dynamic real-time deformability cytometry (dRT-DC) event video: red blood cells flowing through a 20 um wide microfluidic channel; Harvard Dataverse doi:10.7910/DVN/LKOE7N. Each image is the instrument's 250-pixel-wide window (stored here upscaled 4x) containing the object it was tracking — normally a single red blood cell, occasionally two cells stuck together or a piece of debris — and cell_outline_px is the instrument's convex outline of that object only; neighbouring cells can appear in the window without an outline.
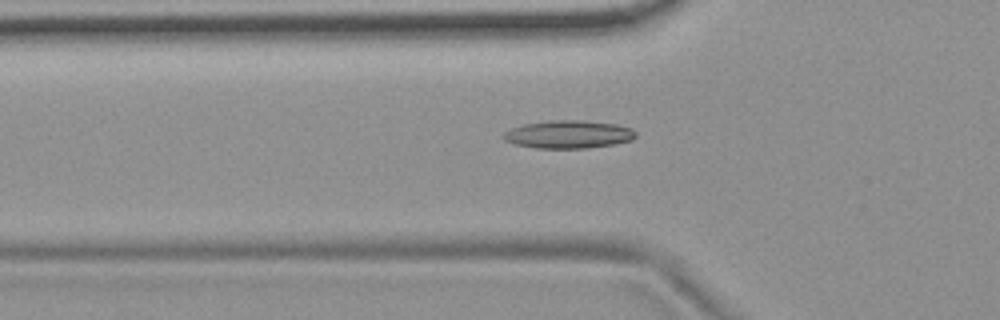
{"species": "common noctule bat (a hibernating species)", "species_latin": "Nyctalus noctula", "temperature_condition": "room temperature", "stored_images_in_passage": 55, "camera_frame_rate_fps": 3000, "um_per_image_px": 0.085, "animal": {"sex": "female", "body_mass_g": 19.9}, "frame": {"image": 1, "passage_image": 19, "time_ms": 6.0, "image_size_px": [1000, 320], "cell_outline_px": [[636, 136], [632, 140], [612, 144], [588, 148], [536, 148], [516, 144], [504, 140], [500, 136], [504, 132], [512, 128], [524, 124], [548, 120], [580, 120], [616, 124], [632, 128], [636, 132]], "centroid_in_image_um": [48.31, 11.42], "position_along_channel_um": 77.5, "area_um2": 21.56}}
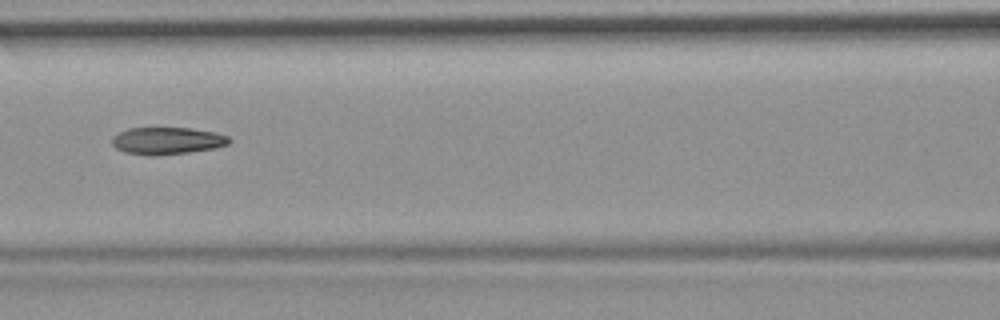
{"frame": {"image": 2, "passage_image": 25, "time_ms": 8.0, "image_size_px": [1000, 320], "cell_outline_px": [[232, 140], [228, 144], [212, 148], [188, 152], [156, 156], [148, 156], [124, 152], [116, 148], [112, 144], [112, 136], [128, 128], [192, 128], [216, 132], [228, 136]], "centroid_in_image_um": [14.19, 11.96], "position_along_channel_um": 152.4, "area_um2": 18.61}}
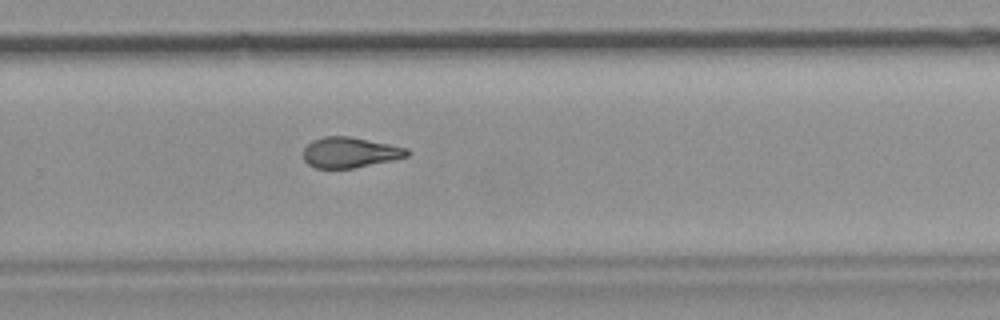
{"frame": {"image": 3, "passage_image": 37, "time_ms": 12.0, "image_size_px": [1000, 320], "cell_outline_px": [[412, 152], [408, 156], [392, 160], [352, 168], [316, 168], [308, 164], [304, 160], [304, 148], [312, 140], [324, 136], [348, 136], [408, 148]], "centroid_in_image_um": [29.74, 12.95], "position_along_channel_um": 300.1, "area_um2": 18.32}, "authors_computed_cell_mechanics": {"area_um2": 19.4208, "velocity_mm_per_s": 3.7124, "shape_relaxation_time_tau1_ms": null, "shape_relaxation_time_tau2_ms": 2.3811, "deformation_change_tau1": null, "deformation_change_tau2": 0.1049}}